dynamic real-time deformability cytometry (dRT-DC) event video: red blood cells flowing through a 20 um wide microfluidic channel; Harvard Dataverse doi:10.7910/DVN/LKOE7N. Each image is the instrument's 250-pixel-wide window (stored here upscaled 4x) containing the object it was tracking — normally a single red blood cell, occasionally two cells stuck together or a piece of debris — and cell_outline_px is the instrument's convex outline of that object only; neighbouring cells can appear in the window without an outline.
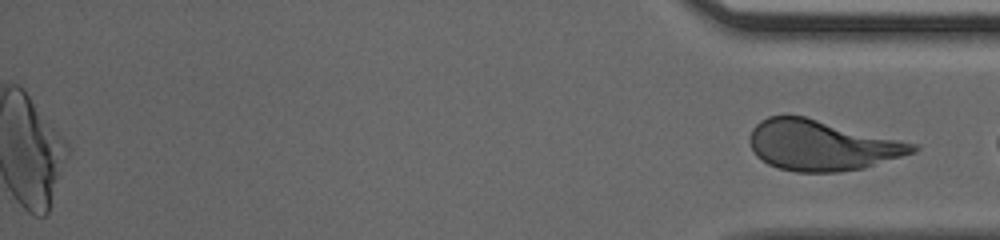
{"species": "human", "species_latin": "Homo sapiens", "temperature_condition": "cold", "stored_images_in_passage": 51, "segment_of_instrument_passage": [2, 2], "camera_frame_rate_fps": 3000, "um_per_image_px": 0.085, "donor": {"sex": "male"}, "frame": {"image": 1, "passage_image": 51, "time_ms": 16.667, "image_size_px": [1000, 240], "cell_outline_px": [[920, 148], [916, 152], [864, 168], [836, 172], [796, 172], [776, 168], [768, 164], [756, 156], [748, 140], [752, 128], [760, 120], [768, 116], [804, 116], [920, 144]], "centroid_in_image_um": [69.86, 12.36], "position_along_channel_um": 365.3, "area_um2": 48.15}}